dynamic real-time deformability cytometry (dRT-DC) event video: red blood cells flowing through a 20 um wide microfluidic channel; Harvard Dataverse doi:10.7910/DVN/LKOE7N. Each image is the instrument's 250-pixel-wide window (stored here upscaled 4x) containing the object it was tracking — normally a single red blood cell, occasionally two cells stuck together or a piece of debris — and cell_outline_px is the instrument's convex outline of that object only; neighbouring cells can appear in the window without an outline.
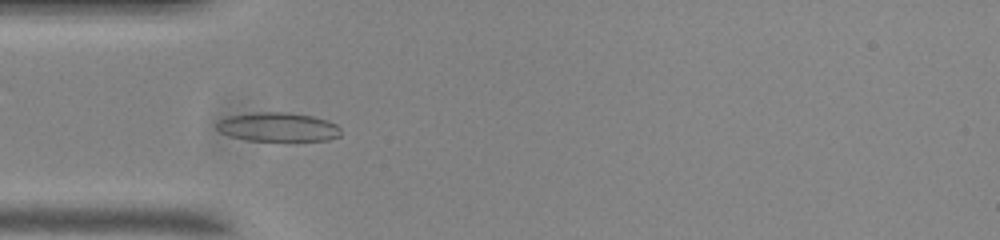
{"species": "common noctule bat (a hibernating species)", "species_latin": "Nyctalus noctula", "temperature_condition": "room temperature", "stored_images_in_passage": 55, "camera_frame_rate_fps": 3000, "um_per_image_px": 0.085, "animal": {"sex": "male", "body_mass_g": 20.0, "forearm_length_mm": 53.3}, "frame": {"image": 1, "passage_image": 16, "time_ms": 5.0, "image_size_px": [1000, 240], "cell_outline_px": [[340, 136], [328, 140], [244, 140], [220, 132], [216, 128], [216, 124], [220, 120], [228, 116], [252, 112], [288, 112], [312, 116], [328, 120], [336, 124], [340, 128]], "centroid_in_image_um": [23.62, 10.78], "position_along_channel_um": 61.4, "area_um2": 20.92}}
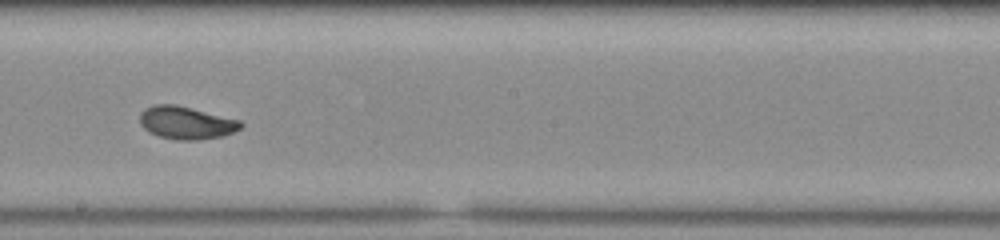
{"frame": {"image": 2, "passage_image": 30, "time_ms": 9.667, "image_size_px": [1000, 240], "cell_outline_px": [[244, 124], [240, 128], [224, 136], [200, 140], [176, 140], [160, 136], [148, 132], [140, 124], [140, 112], [144, 108], [156, 104], [176, 104], [240, 120]], "centroid_in_image_um": [15.81, 10.43], "position_along_channel_um": 232.4, "area_um2": 19.36}}
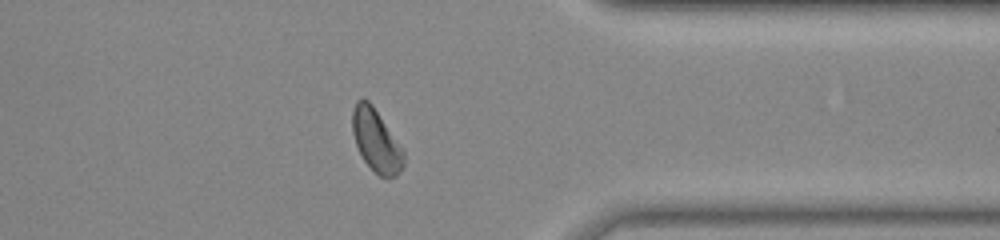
{"frame": {"image": 3, "passage_image": 43, "time_ms": 14.0, "image_size_px": [1000, 240], "cell_outline_px": [[404, 164], [396, 176], [380, 176], [364, 160], [356, 144], [352, 132], [352, 108], [356, 100], [368, 100], [372, 104], [404, 148]], "centroid_in_image_um": [31.98, 11.91], "position_along_channel_um": 379.4, "area_um2": 18.61}, "authors_computed_cell_mechanics": {"area_um2": 19.363, "velocity_mm_per_s": 3.6751, "shape_relaxation_time_tau1_ms": 3.6267, "shape_relaxation_time_tau2_ms": 1.8853, "deformation_change_tau1": 0.1261, "deformation_change_tau2": 0.0619}}